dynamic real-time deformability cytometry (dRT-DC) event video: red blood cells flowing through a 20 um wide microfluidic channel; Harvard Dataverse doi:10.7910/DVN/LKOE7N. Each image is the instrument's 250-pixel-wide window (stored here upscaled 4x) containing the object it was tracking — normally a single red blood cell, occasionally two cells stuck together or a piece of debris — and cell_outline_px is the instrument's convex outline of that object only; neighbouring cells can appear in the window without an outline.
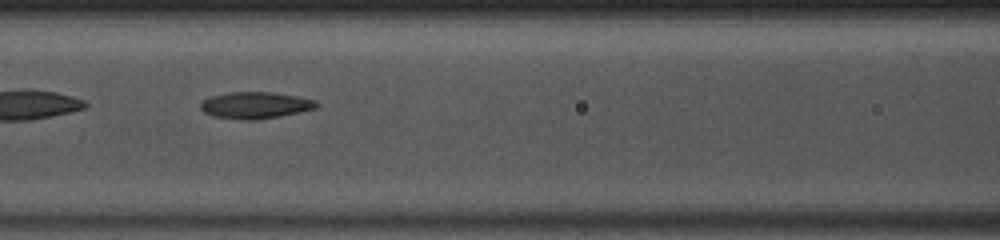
{"species": "common noctule bat (a hibernating species)", "species_latin": "Nyctalus noctula", "temperature_condition": "room temperature", "stored_images_in_passage": 37, "camera_frame_rate_fps": 3000, "um_per_image_px": 0.085, "animal": {"sex": "male", "body_mass_g": 13.0, "forearm_length_mm": 53.1}, "frame": {"image": 1, "passage_image": 11, "time_ms": 3.333, "image_size_px": [1000, 240], "cell_outline_px": [[320, 104], [316, 108], [300, 112], [256, 120], [244, 120], [212, 116], [204, 112], [200, 108], [200, 104], [204, 100], [212, 96], [232, 92], [272, 92], [296, 96], [316, 100]], "centroid_in_image_um": [21.72, 8.95], "position_along_channel_um": 144.9, "area_um2": 17.92}, "authors_computed_cell_mechanics": {"area_um2": 17.6868, "velocity_mm_per_s": 4.0692, "shape_relaxation_time_tau1_ms": 3.8519, "shape_relaxation_time_tau2_ms": 2.667, "deformation_change_tau1": 0.1072, "deformation_change_tau2": 0.1061}}